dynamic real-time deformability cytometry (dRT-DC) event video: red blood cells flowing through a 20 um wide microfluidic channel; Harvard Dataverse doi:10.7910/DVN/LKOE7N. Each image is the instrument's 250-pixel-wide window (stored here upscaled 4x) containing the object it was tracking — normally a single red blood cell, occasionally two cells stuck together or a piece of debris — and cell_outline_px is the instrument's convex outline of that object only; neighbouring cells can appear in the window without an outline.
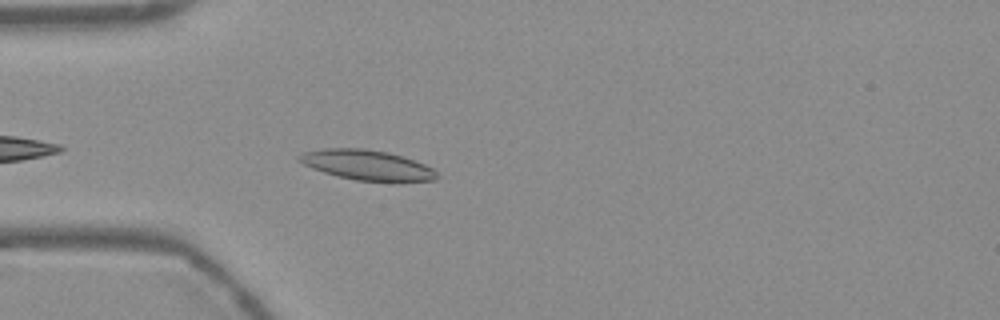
{"species": "Egyptian fruit bat (a non-hibernating species)", "species_latin": "Rousettus aegyptiacus", "temperature_condition": "warm", "stored_images_in_passage": 18, "camera_frame_rate_fps": 3000, "um_per_image_px": 0.085, "frame": {"image": 1, "passage_image": 4, "time_ms": 1.0, "image_size_px": [1000, 320], "cell_outline_px": [[440, 176], [436, 180], [356, 180], [336, 176], [312, 168], [296, 160], [296, 156], [304, 152], [324, 148], [364, 148], [388, 152], [404, 156], [424, 164], [432, 168]], "centroid_in_image_um": [31.15, 14.0], "position_along_channel_um": 53.8, "area_um2": 23.87}}
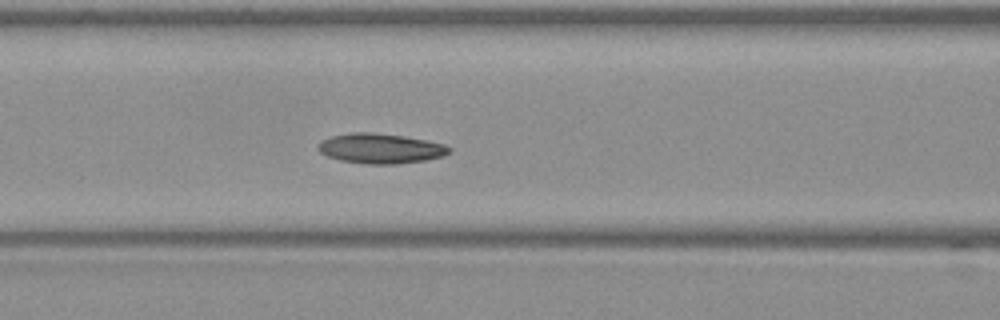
{"frame": {"image": 2, "passage_image": 11, "time_ms": 3.333, "image_size_px": [1000, 320], "cell_outline_px": [[452, 152], [444, 156], [424, 160], [396, 164], [368, 164], [340, 160], [328, 156], [320, 152], [316, 148], [316, 144], [320, 140], [332, 136], [352, 132], [372, 132], [404, 136], [444, 144], [452, 148]], "centroid_in_image_um": [32.32, 12.61], "position_along_channel_um": 134.3, "area_um2": 23.0}}
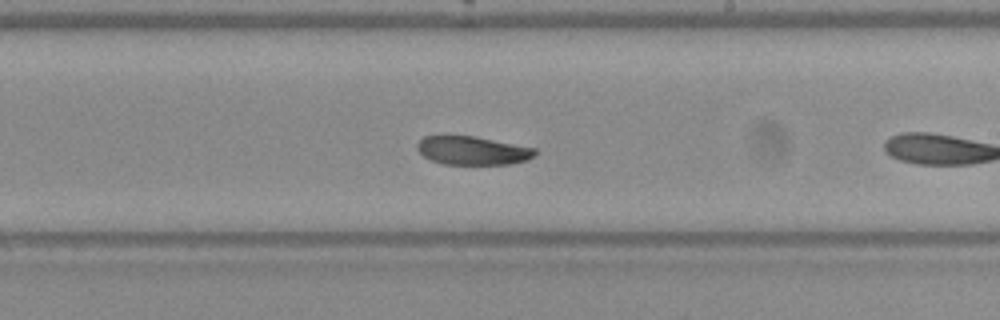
{"frame": {"image": 3, "passage_image": 17, "time_ms": 5.333, "image_size_px": [1000, 320], "cell_outline_px": [[536, 152], [528, 160], [512, 164], [444, 164], [432, 160], [424, 156], [416, 148], [416, 144], [424, 136], [476, 136], [536, 148]], "centroid_in_image_um": [40.18, 12.79], "position_along_channel_um": 248.8, "area_um2": 19.54}}